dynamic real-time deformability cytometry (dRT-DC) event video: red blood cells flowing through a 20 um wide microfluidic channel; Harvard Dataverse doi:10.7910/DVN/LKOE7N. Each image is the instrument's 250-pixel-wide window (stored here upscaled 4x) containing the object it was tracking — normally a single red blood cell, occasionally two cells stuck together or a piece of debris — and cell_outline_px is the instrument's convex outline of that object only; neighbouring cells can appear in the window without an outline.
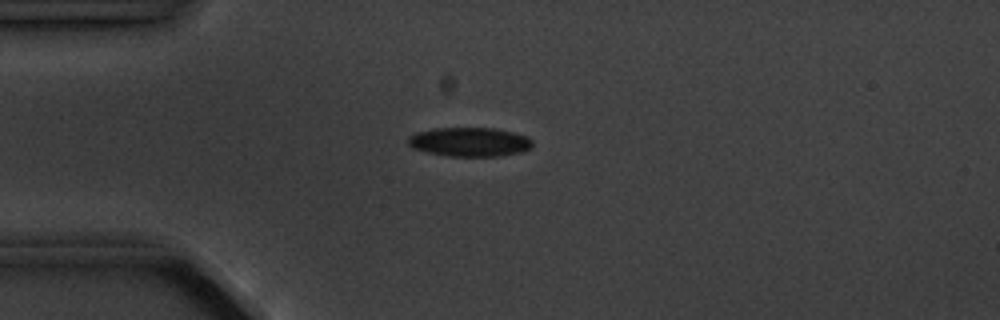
{"species": "common noctule bat (a hibernating species)", "species_latin": "Nyctalus noctula", "temperature_condition": "cold", "stored_images_in_passage": 9, "camera_frame_rate_fps": 3000, "um_per_image_px": 0.085, "animal": {"sex": "male", "body_mass_g": 20.1, "forearm_length_mm": 53.5}, "frame": {"image": 1, "passage_image": 4, "time_ms": 3.667, "image_size_px": [1000, 320], "cell_outline_px": [[532, 144], [528, 148], [520, 152], [496, 156], [452, 156], [428, 152], [412, 148], [408, 144], [408, 136], [416, 132], [436, 128], [492, 128], [512, 132], [528, 136], [532, 140]], "centroid_in_image_um": [39.89, 12.05], "position_along_channel_um": 45.1, "area_um2": 20.87}}